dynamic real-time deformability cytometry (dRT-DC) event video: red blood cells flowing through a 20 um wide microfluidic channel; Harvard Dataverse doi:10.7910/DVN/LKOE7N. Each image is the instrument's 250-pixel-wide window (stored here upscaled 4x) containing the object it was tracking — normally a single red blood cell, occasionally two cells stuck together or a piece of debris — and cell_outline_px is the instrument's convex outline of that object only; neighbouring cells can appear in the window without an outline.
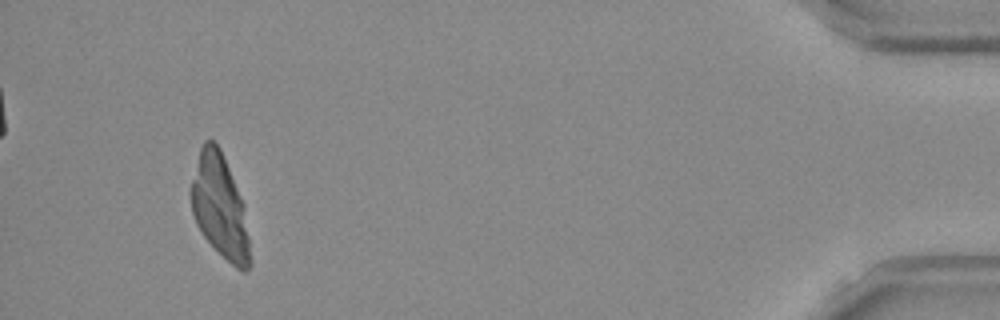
{"species": "Egyptian fruit bat (a non-hibernating species)", "species_latin": "Rousettus aegyptiacus", "temperature_condition": "room temperature", "stored_images_in_passage": 45, "camera_frame_rate_fps": 3000, "um_per_image_px": 0.085, "frame": {"image": 1, "passage_image": 42, "time_ms": 13.667, "image_size_px": [1000, 320], "cell_outline_px": [[252, 264], [244, 272], [236, 268], [204, 236], [196, 224], [192, 212], [188, 192], [200, 148], [204, 140], [212, 140], [220, 148], [244, 204]], "centroid_in_image_um": [18.67, 17.55], "position_along_channel_um": 416.5, "area_um2": 35.43}}